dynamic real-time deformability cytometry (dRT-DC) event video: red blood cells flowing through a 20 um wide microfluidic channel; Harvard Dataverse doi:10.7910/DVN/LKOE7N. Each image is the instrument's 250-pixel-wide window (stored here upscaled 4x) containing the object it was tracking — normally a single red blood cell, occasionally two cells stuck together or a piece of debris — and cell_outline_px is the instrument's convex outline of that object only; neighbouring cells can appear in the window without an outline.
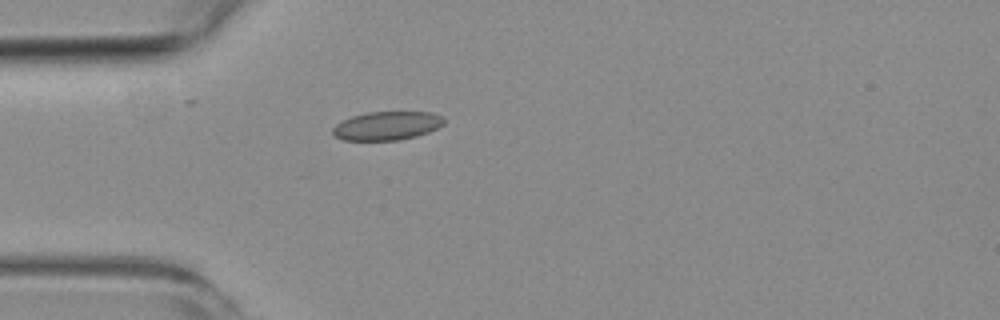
{"species": "common noctule bat (a hibernating species)", "species_latin": "Nyctalus noctula", "temperature_condition": "room temperature", "stored_images_in_passage": 1, "camera_frame_rate_fps": 3000, "um_per_image_px": 0.085, "animal": {"sex": "female", "body_mass_g": 19.3, "forearm_length_mm": 54.1}, "frame": {"image": 1, "passage_image": 1, "time_ms": 0.0, "image_size_px": [1000, 320], "cell_outline_px": [[444, 124], [428, 132], [416, 136], [400, 140], [344, 140], [336, 136], [332, 132], [332, 128], [336, 124], [352, 116], [368, 112], [432, 112], [440, 116], [444, 120]], "centroid_in_image_um": [32.89, 10.69], "position_along_channel_um": 52.1, "area_um2": 18.38}}